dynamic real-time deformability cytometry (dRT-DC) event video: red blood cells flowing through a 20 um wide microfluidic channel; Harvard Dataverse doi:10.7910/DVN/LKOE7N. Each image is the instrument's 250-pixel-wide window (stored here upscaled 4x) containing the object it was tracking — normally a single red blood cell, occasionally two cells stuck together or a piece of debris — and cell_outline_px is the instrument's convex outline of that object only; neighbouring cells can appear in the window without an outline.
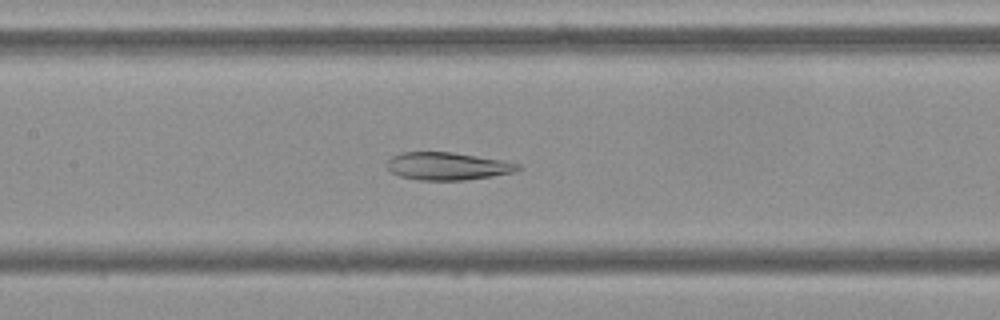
{"species": "Egyptian fruit bat (a non-hibernating species)", "species_latin": "Rousettus aegyptiacus", "temperature_condition": "cold", "stored_images_in_passage": 44, "camera_frame_rate_fps": 3000, "um_per_image_px": 0.085, "frame": {"image": 1, "passage_image": 14, "time_ms": 4.333, "image_size_px": [1000, 320], "cell_outline_px": [[520, 168], [516, 172], [468, 180], [416, 180], [400, 176], [392, 172], [384, 164], [392, 156], [400, 152], [452, 152], [504, 160], [520, 164]], "centroid_in_image_um": [38.04, 14.12], "position_along_channel_um": 169.4, "area_um2": 21.33}}
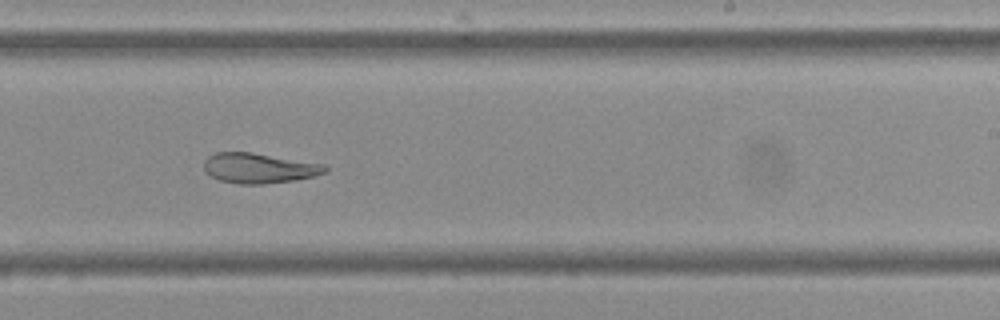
{"frame": {"image": 2, "passage_image": 22, "time_ms": 7.0, "image_size_px": [1000, 320], "cell_outline_px": [[328, 168], [324, 172], [312, 176], [296, 180], [264, 184], [236, 184], [220, 180], [204, 172], [204, 160], [208, 156], [216, 152], [252, 152], [324, 164]], "centroid_in_image_um": [21.98, 14.29], "position_along_channel_um": 267.0, "area_um2": 21.27}}
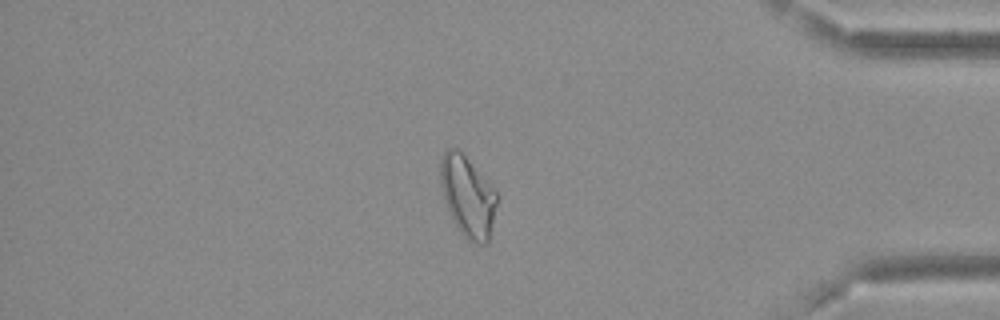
{"frame": {"image": 3, "passage_image": 35, "time_ms": 11.333, "image_size_px": [1000, 320], "cell_outline_px": [[500, 196], [488, 244], [476, 244], [468, 240], [464, 236], [456, 224], [444, 200], [440, 184], [440, 160], [444, 152], [448, 148], [456, 144], [460, 148]], "centroid_in_image_um": [39.78, 16.64], "position_along_channel_um": 395.4, "area_um2": 27.11}}